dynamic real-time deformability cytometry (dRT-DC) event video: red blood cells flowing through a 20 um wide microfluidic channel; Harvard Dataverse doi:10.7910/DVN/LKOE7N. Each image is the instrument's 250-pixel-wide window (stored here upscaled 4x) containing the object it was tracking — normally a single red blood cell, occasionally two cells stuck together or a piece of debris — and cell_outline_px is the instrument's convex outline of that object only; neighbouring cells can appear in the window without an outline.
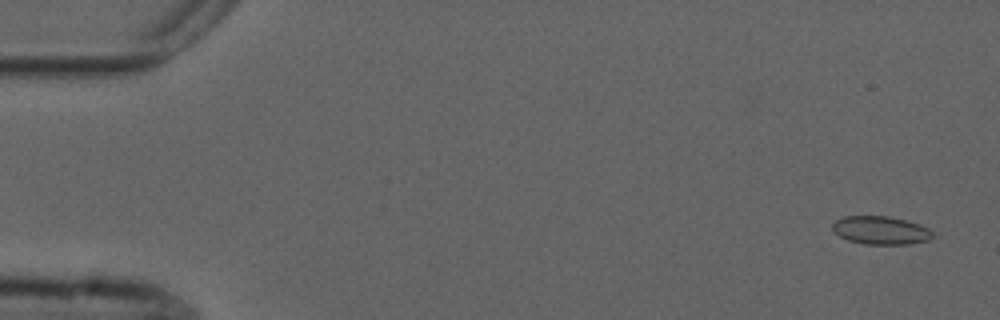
{"species": "common noctule bat (a hibernating species)", "species_latin": "Nyctalus noctula", "temperature_condition": "cold", "stored_images_in_passage": 55, "camera_frame_rate_fps": 3000, "um_per_image_px": 0.085, "animal": {"sex": "male", "forearm_length_mm": 52.5}, "frame": {"image": 1, "passage_image": 3, "time_ms": 0.667, "image_size_px": [1000, 320], "cell_outline_px": [[932, 236], [928, 240], [908, 244], [864, 244], [848, 240], [840, 236], [832, 228], [832, 224], [836, 220], [844, 216], [888, 216], [904, 220], [928, 228], [932, 232]], "centroid_in_image_um": [74.83, 19.58], "position_along_channel_um": 10.2, "area_um2": 16.18}}
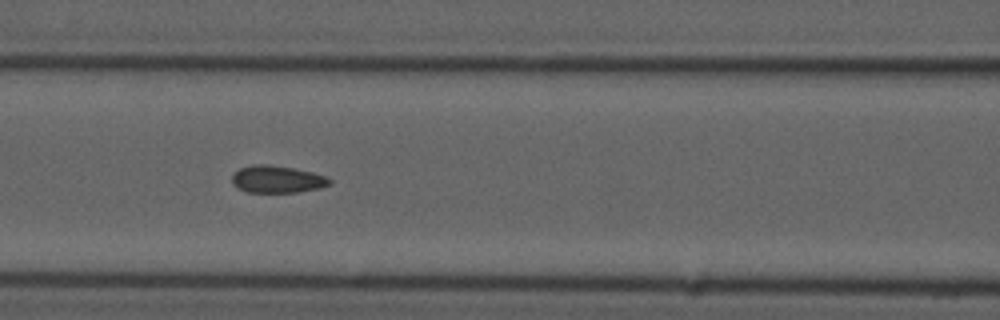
{"frame": {"image": 2, "passage_image": 24, "time_ms": 7.667, "image_size_px": [1000, 320], "cell_outline_px": [[332, 184], [320, 188], [300, 192], [248, 192], [236, 188], [232, 184], [232, 176], [240, 168], [256, 164], [268, 164], [292, 168], [312, 172], [324, 176], [332, 180]], "centroid_in_image_um": [23.56, 15.25], "position_along_channel_um": 143.0, "area_um2": 15.49}}
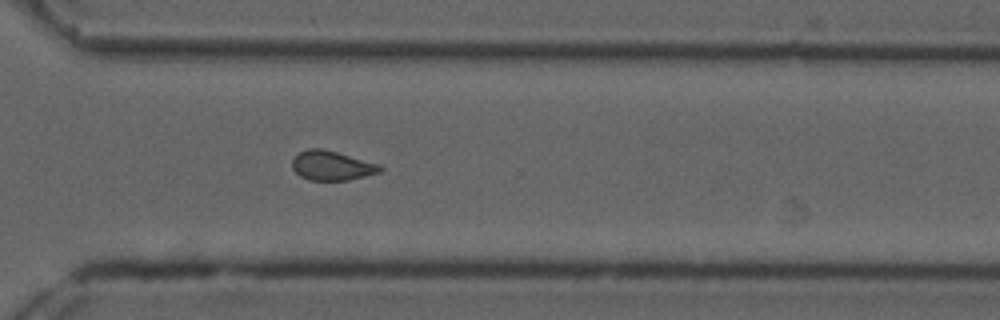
{"frame": {"image": 3, "passage_image": 40, "time_ms": 13.0, "image_size_px": [1000, 320], "cell_outline_px": [[384, 168], [380, 172], [348, 180], [308, 180], [300, 176], [292, 168], [292, 160], [300, 152], [308, 148], [324, 148], [380, 164]], "centroid_in_image_um": [28.21, 14.07], "position_along_channel_um": 342.4, "area_um2": 15.14}, "authors_computed_cell_mechanics": {"area_um2": 15.5482, "velocity_mm_per_s": 3.7478, "shape_relaxation_time_tau1_ms": 6.2135, "shape_relaxation_time_tau2_ms": 1.1227, "deformation_change_tau1": 0.1209, "deformation_change_tau2": 0.0485}}